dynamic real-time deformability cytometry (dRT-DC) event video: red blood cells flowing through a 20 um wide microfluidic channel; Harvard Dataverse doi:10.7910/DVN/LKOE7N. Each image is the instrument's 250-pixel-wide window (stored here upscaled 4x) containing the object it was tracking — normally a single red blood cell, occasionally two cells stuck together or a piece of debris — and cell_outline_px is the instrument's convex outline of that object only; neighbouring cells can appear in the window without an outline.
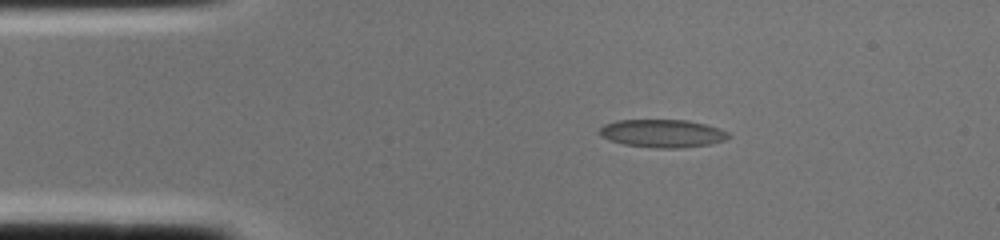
{"species": "common noctule bat (a hibernating species)", "species_latin": "Nyctalus noctula", "temperature_condition": "cold", "stored_images_in_passage": 1, "camera_frame_rate_fps": 3000, "um_per_image_px": 0.085, "animal": {"sex": "female", "body_mass_g": 22.0, "forearm_length_mm": 56.7}, "frame": {"image": 1, "passage_image": 1, "time_ms": 0.0, "image_size_px": [1000, 240], "cell_outline_px": [[732, 136], [724, 140], [712, 144], [680, 148], [656, 148], [624, 144], [600, 136], [596, 132], [604, 124], [616, 120], [688, 120], [720, 128], [728, 132]], "centroid_in_image_um": [56.31, 11.34], "position_along_channel_um": 28.7, "area_um2": 21.15}}